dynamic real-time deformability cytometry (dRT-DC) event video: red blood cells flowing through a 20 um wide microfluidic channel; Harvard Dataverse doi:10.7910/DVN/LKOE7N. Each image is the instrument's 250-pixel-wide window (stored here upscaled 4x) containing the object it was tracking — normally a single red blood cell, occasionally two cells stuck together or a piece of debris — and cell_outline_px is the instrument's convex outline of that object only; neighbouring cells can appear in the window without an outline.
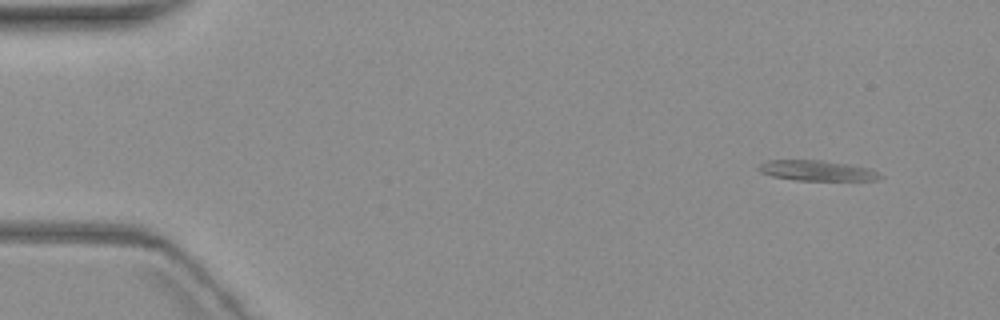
{"species": "common noctule bat (a hibernating species)", "species_latin": "Nyctalus noctula", "temperature_condition": "warm", "stored_images_in_passage": 5, "camera_frame_rate_fps": 3000, "um_per_image_px": 0.085, "animal": {"sex": "female", "body_mass_g": 19.3, "forearm_length_mm": 54.1}, "frame": {"image": 1, "passage_image": 1, "time_ms": 0.0, "image_size_px": [1000, 320], "cell_outline_px": [[884, 176], [880, 180], [796, 180], [772, 176], [760, 172], [756, 168], [760, 164], [768, 160], [824, 160], [872, 168]], "centroid_in_image_um": [69.48, 14.5], "position_along_channel_um": 15.5, "area_um2": 14.57}}
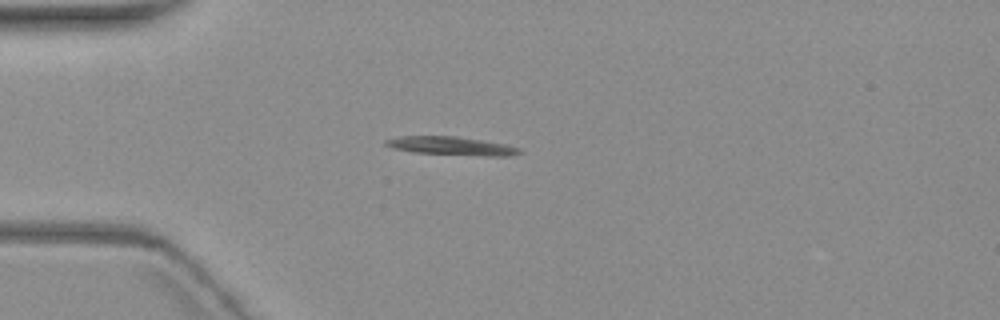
{"frame": {"image": 2, "passage_image": 4, "time_ms": 3.667, "image_size_px": [1000, 320], "cell_outline_px": [[524, 152], [512, 156], [484, 156], [412, 152], [392, 148], [384, 144], [384, 140], [400, 136], [456, 136], [484, 140], [504, 144], [520, 148]], "centroid_in_image_um": [38.4, 12.4], "position_along_channel_um": 46.6, "area_um2": 14.51}}